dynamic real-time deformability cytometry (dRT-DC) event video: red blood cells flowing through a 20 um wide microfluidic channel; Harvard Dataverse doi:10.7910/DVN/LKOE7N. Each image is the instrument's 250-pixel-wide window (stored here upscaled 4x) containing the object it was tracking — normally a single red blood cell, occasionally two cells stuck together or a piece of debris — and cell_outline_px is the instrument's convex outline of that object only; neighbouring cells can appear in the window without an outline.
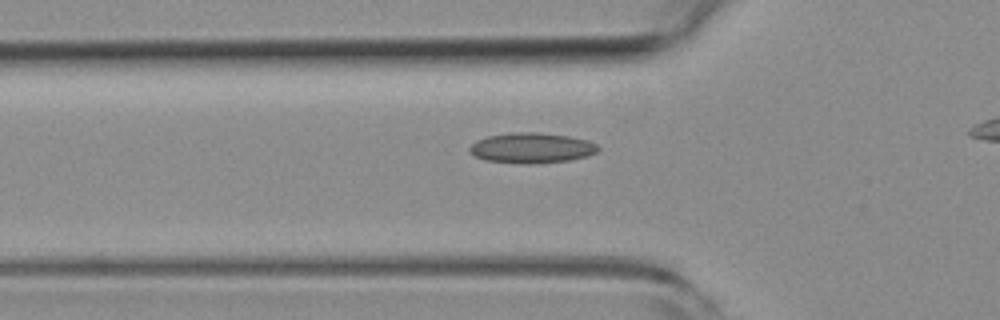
{"species": "common noctule bat (a hibernating species)", "species_latin": "Nyctalus noctula", "temperature_condition": "room temperature", "stored_images_in_passage": 30, "camera_frame_rate_fps": 3000, "um_per_image_px": 0.085, "animal": {"sex": "female", "body_mass_g": 19.3, "forearm_length_mm": 54.1}, "frame": {"image": 1, "passage_image": 4, "time_ms": 1.0, "image_size_px": [1000, 320], "cell_outline_px": [[600, 148], [596, 152], [588, 156], [568, 160], [536, 164], [520, 164], [484, 160], [468, 152], [468, 148], [476, 140], [488, 136], [512, 132], [536, 132], [568, 136], [588, 140], [596, 144]], "centroid_in_image_um": [45.17, 12.58], "position_along_channel_um": 80.6, "area_um2": 22.89}}
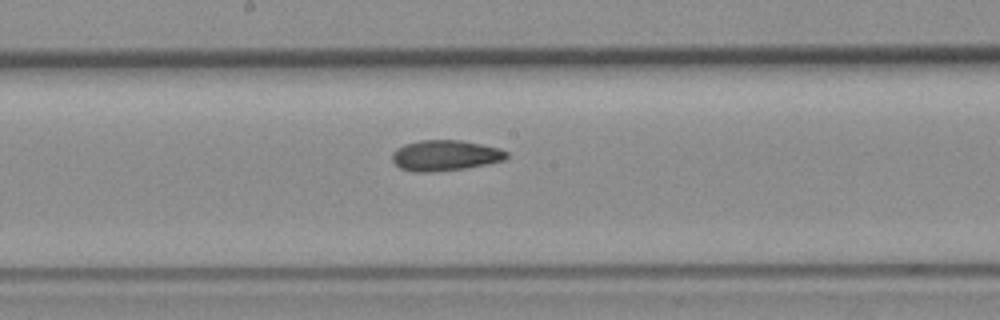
{"frame": {"image": 2, "passage_image": 14, "time_ms": 4.333, "image_size_px": [1000, 320], "cell_outline_px": [[508, 156], [504, 160], [464, 168], [432, 172], [412, 172], [400, 168], [392, 160], [392, 152], [396, 148], [404, 144], [420, 140], [460, 140], [500, 148], [508, 152]], "centroid_in_image_um": [37.8, 13.21], "position_along_channel_um": 210.4, "area_um2": 20.4}}
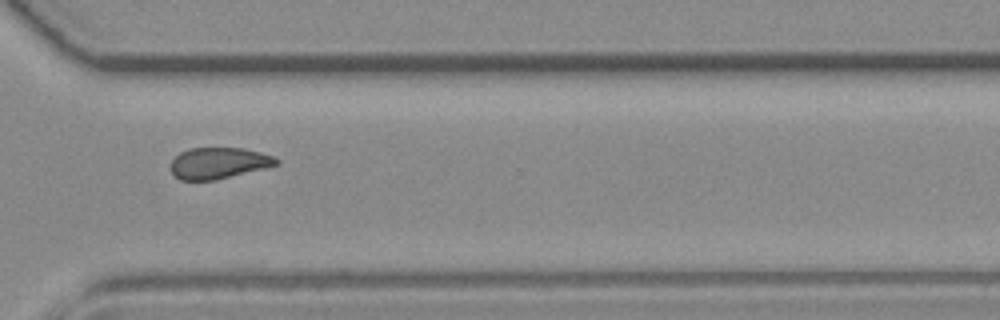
{"frame": {"image": 3, "passage_image": 25, "time_ms": 8.0, "image_size_px": [1000, 320], "cell_outline_px": [[280, 160], [276, 164], [264, 168], [216, 180], [180, 180], [172, 172], [172, 160], [180, 152], [188, 148], [244, 148], [260, 152], [272, 156]], "centroid_in_image_um": [18.57, 13.85], "position_along_channel_um": 352.0, "area_um2": 19.02}}